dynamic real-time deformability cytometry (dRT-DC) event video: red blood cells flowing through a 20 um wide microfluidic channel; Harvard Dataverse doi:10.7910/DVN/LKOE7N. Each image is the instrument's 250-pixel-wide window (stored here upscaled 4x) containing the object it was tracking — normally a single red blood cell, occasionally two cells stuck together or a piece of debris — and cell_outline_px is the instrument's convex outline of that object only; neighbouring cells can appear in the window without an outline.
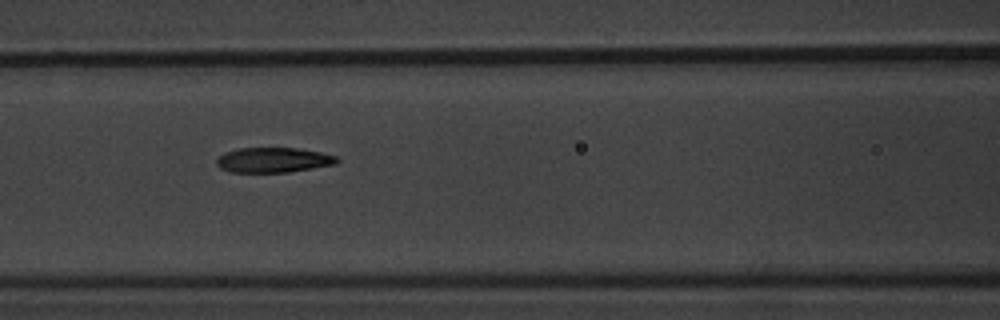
{"species": "common noctule bat (a hibernating species)", "species_latin": "Nyctalus noctula", "temperature_condition": "warm", "stored_images_in_passage": 7, "camera_frame_rate_fps": 3000, "um_per_image_px": 0.085, "animal": {"sex": "male", "body_mass_g": 20.1, "forearm_length_mm": 53.5}, "frame": {"image": 1, "passage_image": 3, "time_ms": 2.333, "image_size_px": [1000, 320], "cell_outline_px": [[340, 160], [336, 164], [288, 172], [228, 172], [220, 168], [216, 164], [216, 160], [224, 152], [240, 148], [296, 148], [320, 152], [336, 156]], "centroid_in_image_um": [23.22, 13.6], "position_along_channel_um": 143.4, "area_um2": 17.51}}
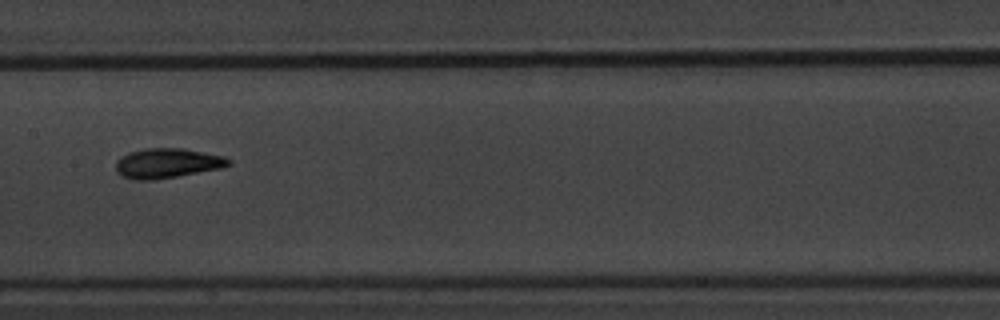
{"frame": {"image": 2, "passage_image": 4, "time_ms": 3.667, "image_size_px": [1000, 320], "cell_outline_px": [[232, 164], [224, 168], [152, 180], [136, 180], [124, 176], [116, 172], [116, 160], [120, 156], [128, 152], [144, 148], [184, 148], [224, 156], [232, 160]], "centroid_in_image_um": [14.24, 13.86], "position_along_channel_um": 193.2, "area_um2": 19.77}}
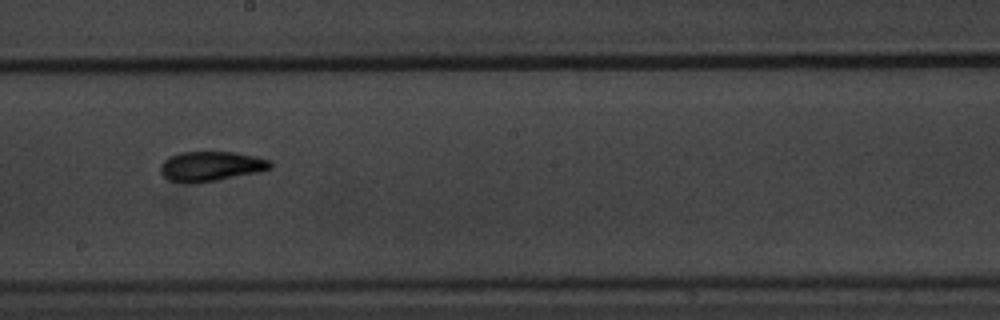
{"frame": {"image": 3, "passage_image": 5, "time_ms": 4.667, "image_size_px": [1000, 320], "cell_outline_px": [[272, 168], [256, 172], [216, 180], [168, 180], [160, 172], [160, 168], [164, 160], [168, 156], [180, 152], [236, 152], [256, 156], [272, 160]], "centroid_in_image_um": [17.98, 14.07], "position_along_channel_um": 230.2, "area_um2": 18.44}}